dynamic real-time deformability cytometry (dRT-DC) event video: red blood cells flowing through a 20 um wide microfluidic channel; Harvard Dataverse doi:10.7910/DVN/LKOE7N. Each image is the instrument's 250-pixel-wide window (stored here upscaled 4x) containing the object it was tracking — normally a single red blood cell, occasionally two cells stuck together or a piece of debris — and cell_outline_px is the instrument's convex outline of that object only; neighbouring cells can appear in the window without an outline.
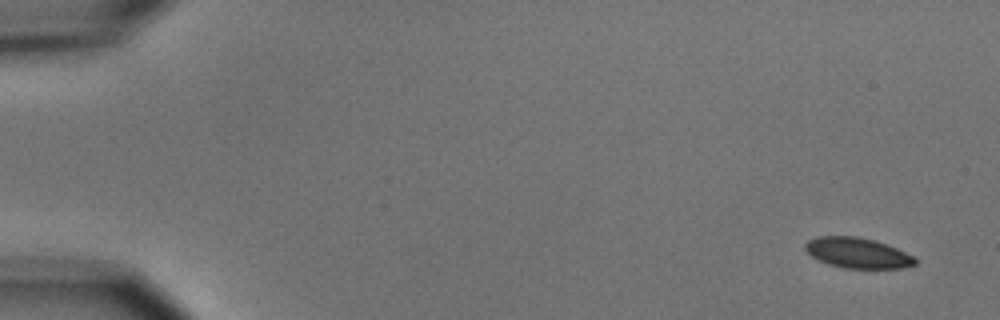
{"species": "common noctule bat (a hibernating species)", "species_latin": "Nyctalus noctula", "temperature_condition": "cold", "stored_images_in_passage": 6, "camera_frame_rate_fps": 3000, "um_per_image_px": 0.085, "animal": {"sex": "male", "body_mass_g": 15.6}, "frame": {"image": 1, "passage_image": 1, "time_ms": 0.0, "image_size_px": [1000, 320], "cell_outline_px": [[916, 264], [900, 268], [844, 268], [828, 264], [812, 256], [804, 248], [804, 244], [808, 240], [816, 236], [856, 236], [888, 244], [912, 256], [916, 260]], "centroid_in_image_um": [72.86, 21.49], "position_along_channel_um": 12.1, "area_um2": 19.31}}
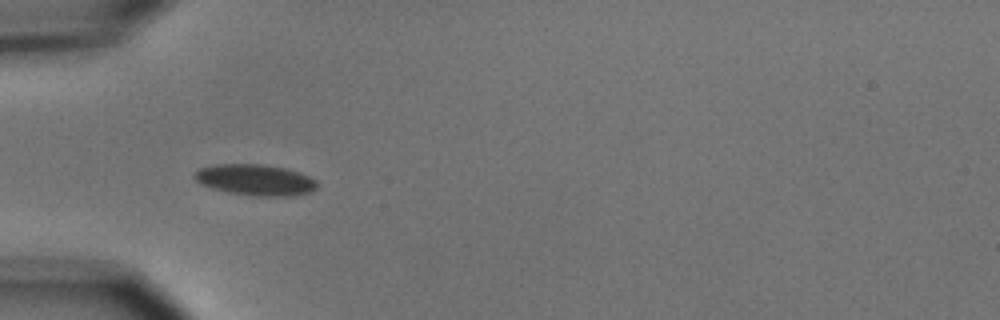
{"frame": {"image": 2, "passage_image": 5, "time_ms": 5.0, "image_size_px": [1000, 320], "cell_outline_px": [[316, 188], [312, 192], [292, 196], [256, 196], [228, 192], [212, 188], [196, 180], [192, 176], [192, 172], [196, 168], [212, 164], [260, 164], [284, 168], [300, 172], [316, 180]], "centroid_in_image_um": [21.66, 15.28], "position_along_channel_um": 63.3, "area_um2": 22.37}}
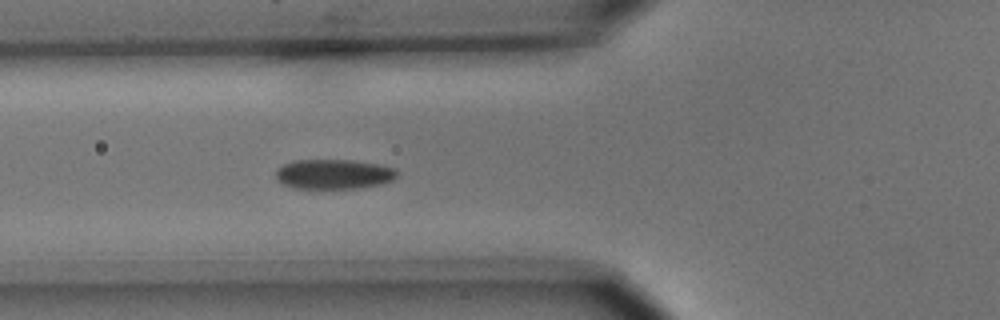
{"frame": {"image": 3, "passage_image": 6, "time_ms": 6.0, "image_size_px": [1000, 320], "cell_outline_px": [[400, 172], [392, 180], [380, 184], [360, 188], [292, 188], [276, 180], [276, 168], [292, 160], [356, 160], [380, 164], [396, 168]], "centroid_in_image_um": [28.38, 14.79], "position_along_channel_um": 97.4, "area_um2": 21.33}}